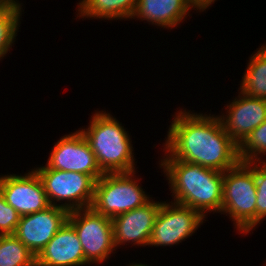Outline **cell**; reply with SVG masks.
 <instances>
[{
	"label": "cell",
	"instance_id": "30bf717a",
	"mask_svg": "<svg viewBox=\"0 0 266 266\" xmlns=\"http://www.w3.org/2000/svg\"><path fill=\"white\" fill-rule=\"evenodd\" d=\"M0 191L20 216L36 213L50 206L43 183L34 169L23 175H0Z\"/></svg>",
	"mask_w": 266,
	"mask_h": 266
},
{
	"label": "cell",
	"instance_id": "d6986e66",
	"mask_svg": "<svg viewBox=\"0 0 266 266\" xmlns=\"http://www.w3.org/2000/svg\"><path fill=\"white\" fill-rule=\"evenodd\" d=\"M0 266H36V256L14 235H0Z\"/></svg>",
	"mask_w": 266,
	"mask_h": 266
},
{
	"label": "cell",
	"instance_id": "603a6c76",
	"mask_svg": "<svg viewBox=\"0 0 266 266\" xmlns=\"http://www.w3.org/2000/svg\"><path fill=\"white\" fill-rule=\"evenodd\" d=\"M188 3L193 7L194 10H198V12H203L208 9V7L216 1V0H187Z\"/></svg>",
	"mask_w": 266,
	"mask_h": 266
},
{
	"label": "cell",
	"instance_id": "7a4b0ae2",
	"mask_svg": "<svg viewBox=\"0 0 266 266\" xmlns=\"http://www.w3.org/2000/svg\"><path fill=\"white\" fill-rule=\"evenodd\" d=\"M159 162L169 180L173 202L193 208L204 218L208 212L221 213L223 172L174 158Z\"/></svg>",
	"mask_w": 266,
	"mask_h": 266
},
{
	"label": "cell",
	"instance_id": "7402d4cb",
	"mask_svg": "<svg viewBox=\"0 0 266 266\" xmlns=\"http://www.w3.org/2000/svg\"><path fill=\"white\" fill-rule=\"evenodd\" d=\"M20 217L19 213L6 202L0 191V235L14 234Z\"/></svg>",
	"mask_w": 266,
	"mask_h": 266
},
{
	"label": "cell",
	"instance_id": "8992f818",
	"mask_svg": "<svg viewBox=\"0 0 266 266\" xmlns=\"http://www.w3.org/2000/svg\"><path fill=\"white\" fill-rule=\"evenodd\" d=\"M34 170L43 183L50 205L64 208L68 212L91 207L96 184L91 175L52 168Z\"/></svg>",
	"mask_w": 266,
	"mask_h": 266
},
{
	"label": "cell",
	"instance_id": "ba28073f",
	"mask_svg": "<svg viewBox=\"0 0 266 266\" xmlns=\"http://www.w3.org/2000/svg\"><path fill=\"white\" fill-rule=\"evenodd\" d=\"M204 221L205 218L193 208L164 201L157 214L148 247L178 245L192 236Z\"/></svg>",
	"mask_w": 266,
	"mask_h": 266
},
{
	"label": "cell",
	"instance_id": "cb8c5ba5",
	"mask_svg": "<svg viewBox=\"0 0 266 266\" xmlns=\"http://www.w3.org/2000/svg\"><path fill=\"white\" fill-rule=\"evenodd\" d=\"M12 0H0V10L6 7Z\"/></svg>",
	"mask_w": 266,
	"mask_h": 266
},
{
	"label": "cell",
	"instance_id": "9c48e42d",
	"mask_svg": "<svg viewBox=\"0 0 266 266\" xmlns=\"http://www.w3.org/2000/svg\"><path fill=\"white\" fill-rule=\"evenodd\" d=\"M54 144L46 165L37 168L84 173L91 175L96 181L104 174L80 130L62 136Z\"/></svg>",
	"mask_w": 266,
	"mask_h": 266
},
{
	"label": "cell",
	"instance_id": "44dd1931",
	"mask_svg": "<svg viewBox=\"0 0 266 266\" xmlns=\"http://www.w3.org/2000/svg\"><path fill=\"white\" fill-rule=\"evenodd\" d=\"M254 177L256 181V225L266 217V160L254 162Z\"/></svg>",
	"mask_w": 266,
	"mask_h": 266
},
{
	"label": "cell",
	"instance_id": "ffe728a7",
	"mask_svg": "<svg viewBox=\"0 0 266 266\" xmlns=\"http://www.w3.org/2000/svg\"><path fill=\"white\" fill-rule=\"evenodd\" d=\"M264 155V156H263ZM266 155V120L239 145L241 162H261ZM262 156V157H261Z\"/></svg>",
	"mask_w": 266,
	"mask_h": 266
},
{
	"label": "cell",
	"instance_id": "6da1fadb",
	"mask_svg": "<svg viewBox=\"0 0 266 266\" xmlns=\"http://www.w3.org/2000/svg\"><path fill=\"white\" fill-rule=\"evenodd\" d=\"M177 111L168 128L163 158L200 164L220 172L239 162V145L226 134L217 115Z\"/></svg>",
	"mask_w": 266,
	"mask_h": 266
},
{
	"label": "cell",
	"instance_id": "5b68a950",
	"mask_svg": "<svg viewBox=\"0 0 266 266\" xmlns=\"http://www.w3.org/2000/svg\"><path fill=\"white\" fill-rule=\"evenodd\" d=\"M136 171L129 173H104L95 184L91 207L103 216H115L141 207L149 197L136 179Z\"/></svg>",
	"mask_w": 266,
	"mask_h": 266
},
{
	"label": "cell",
	"instance_id": "d4e9b609",
	"mask_svg": "<svg viewBox=\"0 0 266 266\" xmlns=\"http://www.w3.org/2000/svg\"><path fill=\"white\" fill-rule=\"evenodd\" d=\"M129 266H149V265H147V264H142V263H130V264H128Z\"/></svg>",
	"mask_w": 266,
	"mask_h": 266
},
{
	"label": "cell",
	"instance_id": "e0dca14e",
	"mask_svg": "<svg viewBox=\"0 0 266 266\" xmlns=\"http://www.w3.org/2000/svg\"><path fill=\"white\" fill-rule=\"evenodd\" d=\"M240 81V91L244 94L266 99V44L251 55Z\"/></svg>",
	"mask_w": 266,
	"mask_h": 266
},
{
	"label": "cell",
	"instance_id": "9a60e30c",
	"mask_svg": "<svg viewBox=\"0 0 266 266\" xmlns=\"http://www.w3.org/2000/svg\"><path fill=\"white\" fill-rule=\"evenodd\" d=\"M193 7L187 0H137L132 19L145 20L167 30L178 27L185 21Z\"/></svg>",
	"mask_w": 266,
	"mask_h": 266
},
{
	"label": "cell",
	"instance_id": "5bb4252c",
	"mask_svg": "<svg viewBox=\"0 0 266 266\" xmlns=\"http://www.w3.org/2000/svg\"><path fill=\"white\" fill-rule=\"evenodd\" d=\"M85 255L74 227L66 223L36 256V266H85Z\"/></svg>",
	"mask_w": 266,
	"mask_h": 266
},
{
	"label": "cell",
	"instance_id": "8fae6325",
	"mask_svg": "<svg viewBox=\"0 0 266 266\" xmlns=\"http://www.w3.org/2000/svg\"><path fill=\"white\" fill-rule=\"evenodd\" d=\"M68 211L50 205L30 215L20 217L14 235L37 256L68 219Z\"/></svg>",
	"mask_w": 266,
	"mask_h": 266
},
{
	"label": "cell",
	"instance_id": "ac0fdd59",
	"mask_svg": "<svg viewBox=\"0 0 266 266\" xmlns=\"http://www.w3.org/2000/svg\"><path fill=\"white\" fill-rule=\"evenodd\" d=\"M22 3L12 0L6 7L0 10V60L12 49L20 27V17L24 10Z\"/></svg>",
	"mask_w": 266,
	"mask_h": 266
},
{
	"label": "cell",
	"instance_id": "4fadbf2b",
	"mask_svg": "<svg viewBox=\"0 0 266 266\" xmlns=\"http://www.w3.org/2000/svg\"><path fill=\"white\" fill-rule=\"evenodd\" d=\"M151 198L145 205L112 218L115 247L131 243L148 246L154 223L163 203Z\"/></svg>",
	"mask_w": 266,
	"mask_h": 266
},
{
	"label": "cell",
	"instance_id": "52a82bcc",
	"mask_svg": "<svg viewBox=\"0 0 266 266\" xmlns=\"http://www.w3.org/2000/svg\"><path fill=\"white\" fill-rule=\"evenodd\" d=\"M67 221L74 227L81 242L85 261L102 264L117 248L114 244L112 219L96 212L92 207L73 210Z\"/></svg>",
	"mask_w": 266,
	"mask_h": 266
},
{
	"label": "cell",
	"instance_id": "2e32d148",
	"mask_svg": "<svg viewBox=\"0 0 266 266\" xmlns=\"http://www.w3.org/2000/svg\"><path fill=\"white\" fill-rule=\"evenodd\" d=\"M136 5L137 0H81L77 4V17L101 20L131 19Z\"/></svg>",
	"mask_w": 266,
	"mask_h": 266
},
{
	"label": "cell",
	"instance_id": "7c38bea8",
	"mask_svg": "<svg viewBox=\"0 0 266 266\" xmlns=\"http://www.w3.org/2000/svg\"><path fill=\"white\" fill-rule=\"evenodd\" d=\"M239 93L225 106L226 114L218 115L226 134L238 145L266 120V99Z\"/></svg>",
	"mask_w": 266,
	"mask_h": 266
},
{
	"label": "cell",
	"instance_id": "3957f363",
	"mask_svg": "<svg viewBox=\"0 0 266 266\" xmlns=\"http://www.w3.org/2000/svg\"><path fill=\"white\" fill-rule=\"evenodd\" d=\"M90 119L89 126L79 130L95 154L101 171L103 173L137 171L132 140L121 122L105 110L95 111Z\"/></svg>",
	"mask_w": 266,
	"mask_h": 266
},
{
	"label": "cell",
	"instance_id": "277c9868",
	"mask_svg": "<svg viewBox=\"0 0 266 266\" xmlns=\"http://www.w3.org/2000/svg\"><path fill=\"white\" fill-rule=\"evenodd\" d=\"M256 181L254 162H239L224 172L221 214L232 219L242 235L256 227Z\"/></svg>",
	"mask_w": 266,
	"mask_h": 266
}]
</instances>
